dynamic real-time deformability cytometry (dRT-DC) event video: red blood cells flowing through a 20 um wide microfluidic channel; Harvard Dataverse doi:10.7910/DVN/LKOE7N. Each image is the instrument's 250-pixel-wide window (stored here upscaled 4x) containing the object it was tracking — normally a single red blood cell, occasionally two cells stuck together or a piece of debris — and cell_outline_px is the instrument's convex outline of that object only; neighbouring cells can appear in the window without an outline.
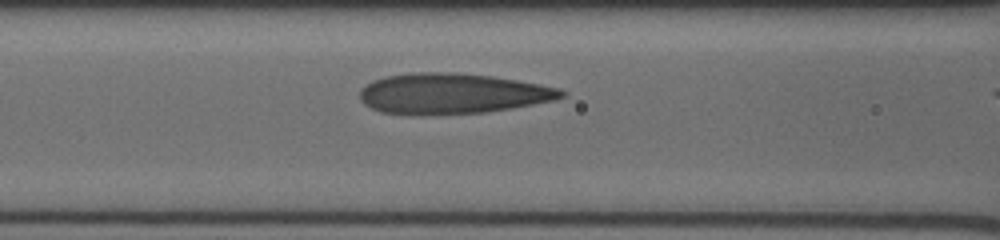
{"species": "human", "species_latin": "Homo sapiens", "temperature_condition": "cold", "stored_images_in_passage": 29, "camera_frame_rate_fps": 3000, "um_per_image_px": 0.085, "donor": {"sex": "male"}, "frame": {"image": 1, "passage_image": 8, "time_ms": 2.333, "image_size_px": [1000, 240], "cell_outline_px": [[568, 96], [556, 100], [512, 108], [484, 112], [380, 112], [364, 104], [360, 100], [360, 88], [372, 80], [384, 76], [412, 72], [456, 72], [492, 76], [540, 84], [560, 88], [568, 92]], "centroid_in_image_um": [38.51, 7.9], "position_along_channel_um": 128.1, "area_um2": 46.88}}
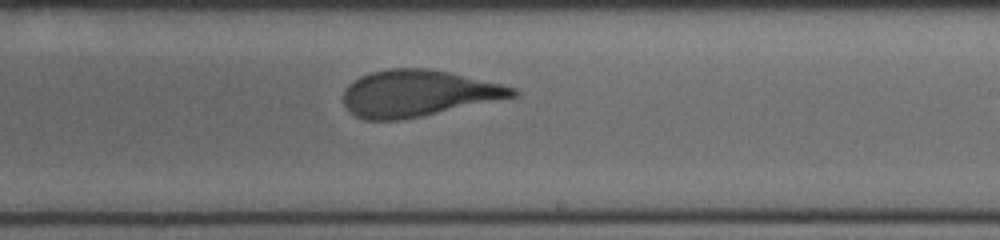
{"frame": {"image": 2, "passage_image": 17, "time_ms": 5.333, "image_size_px": [1000, 240], "cell_outline_px": [[520, 92], [516, 96], [420, 116], [400, 120], [364, 120], [356, 116], [344, 104], [344, 88], [348, 84], [360, 76], [372, 72], [388, 68], [424, 68], [448, 72], [500, 84], [516, 88]], "centroid_in_image_um": [35.48, 7.93], "position_along_channel_um": 253.5, "area_um2": 45.26}}
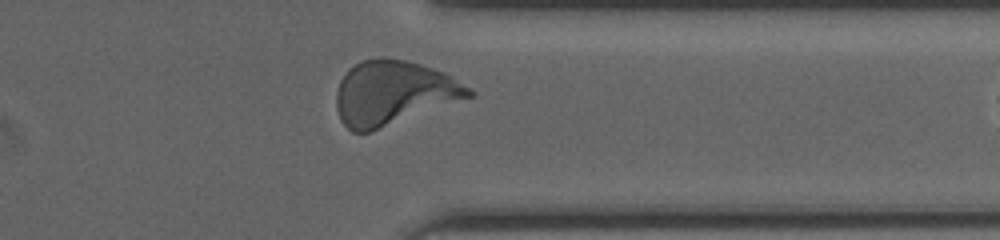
{"frame": {"image": 3, "passage_image": 26, "time_ms": 8.333, "image_size_px": [1000, 240], "cell_outline_px": [[472, 96], [368, 132], [352, 132], [340, 120], [336, 108], [336, 92], [340, 80], [348, 68], [360, 60], [380, 56], [384, 56], [404, 60], [420, 64], [444, 72], [468, 88], [472, 92]], "centroid_in_image_um": [33.35, 7.86], "position_along_channel_um": 378.1, "area_um2": 49.01}}